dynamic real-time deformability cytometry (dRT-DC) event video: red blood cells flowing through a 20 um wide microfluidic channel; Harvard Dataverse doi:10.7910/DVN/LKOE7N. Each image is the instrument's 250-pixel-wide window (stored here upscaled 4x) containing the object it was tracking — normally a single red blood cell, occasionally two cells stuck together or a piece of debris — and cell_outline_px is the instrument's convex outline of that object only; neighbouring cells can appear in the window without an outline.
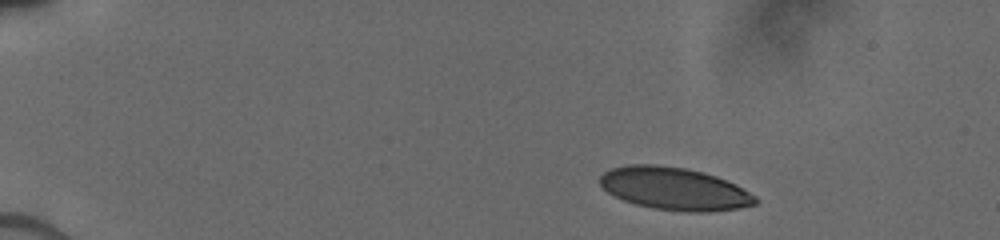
{"species": "human", "species_latin": "Homo sapiens", "temperature_condition": "cold", "stored_images_in_passage": 10, "camera_frame_rate_fps": 3000, "um_per_image_px": 0.085, "donor": {"sex": "male"}, "frame": {"image": 1, "passage_image": 1, "time_ms": 0.0, "image_size_px": [1000, 240], "cell_outline_px": [[756, 204], [740, 208], [708, 212], [688, 212], [652, 208], [636, 204], [624, 200], [608, 192], [600, 184], [600, 176], [604, 172], [612, 168], [628, 164], [656, 164], [684, 168], [704, 172], [716, 176], [736, 184], [756, 196]], "centroid_in_image_um": [57.34, 16.04], "position_along_channel_um": 27.7, "area_um2": 38.55}}
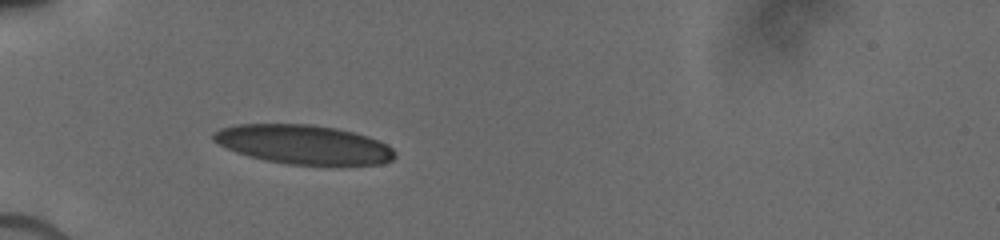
{"frame": {"image": 2, "passage_image": 9, "time_ms": 3.0, "image_size_px": [1000, 240], "cell_outline_px": [[396, 156], [392, 160], [380, 164], [288, 164], [264, 160], [248, 156], [236, 152], [212, 140], [212, 132], [220, 128], [236, 124], [312, 124], [336, 128], [368, 136], [388, 144], [396, 152]], "centroid_in_image_um": [25.79, 12.27], "position_along_channel_um": 59.2, "area_um2": 41.33}}